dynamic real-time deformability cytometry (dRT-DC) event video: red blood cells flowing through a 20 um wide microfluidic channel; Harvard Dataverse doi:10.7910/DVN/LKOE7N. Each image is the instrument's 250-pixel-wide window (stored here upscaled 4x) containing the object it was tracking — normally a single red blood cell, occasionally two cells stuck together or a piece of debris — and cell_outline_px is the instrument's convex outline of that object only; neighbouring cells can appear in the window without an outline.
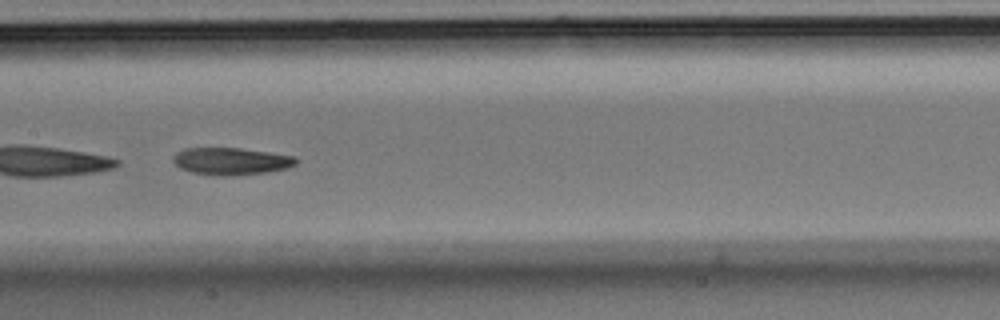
{"species": "Egyptian fruit bat (a non-hibernating species)", "species_latin": "Rousettus aegyptiacus", "temperature_condition": "room temperature", "stored_images_in_passage": 54, "segment_of_instrument_passage": [2, 2], "camera_frame_rate_fps": 3000, "um_per_image_px": 0.085, "animal": {"sex": "male"}, "frame": {"image": 1, "passage_image": 27, "time_ms": 8.667, "image_size_px": [1000, 320], "cell_outline_px": [[296, 164], [288, 168], [268, 172], [224, 176], [220, 176], [192, 172], [180, 168], [172, 160], [172, 156], [176, 152], [184, 148], [240, 148], [296, 156]], "centroid_in_image_um": [19.63, 13.7], "position_along_channel_um": 187.8, "area_um2": 19.48}}
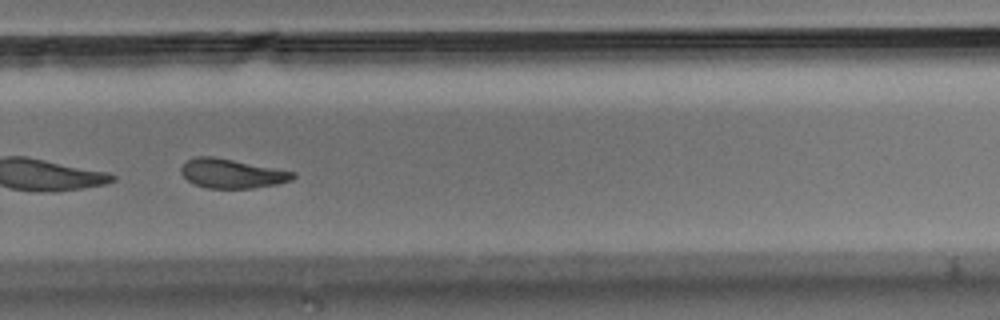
{"frame": {"image": 2, "passage_image": 37, "time_ms": 12.0, "image_size_px": [1000, 320], "cell_outline_px": [[296, 176], [292, 180], [276, 184], [252, 188], [208, 188], [192, 184], [180, 172], [180, 168], [188, 160], [196, 156], [212, 156], [296, 172]], "centroid_in_image_um": [19.7, 14.75], "position_along_channel_um": 310.1, "area_um2": 18.96}}